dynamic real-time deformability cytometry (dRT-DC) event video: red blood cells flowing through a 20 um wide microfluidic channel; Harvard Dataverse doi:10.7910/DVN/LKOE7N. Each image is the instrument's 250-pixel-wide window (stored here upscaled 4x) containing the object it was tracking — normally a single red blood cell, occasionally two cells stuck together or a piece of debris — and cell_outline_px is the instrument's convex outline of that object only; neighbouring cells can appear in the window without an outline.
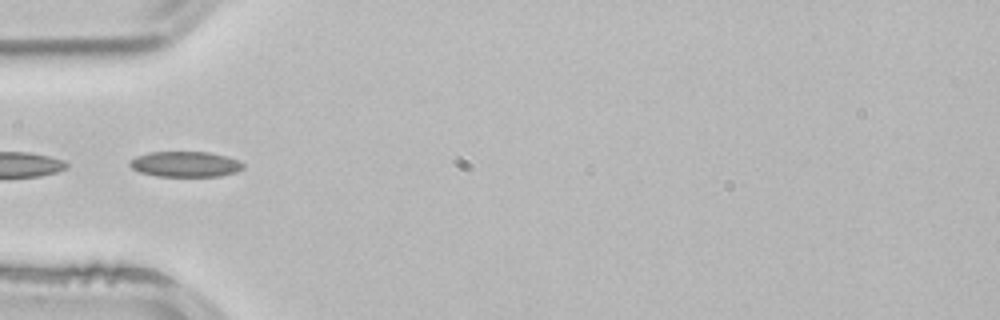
{"species": "common noctule bat (a hibernating species)", "species_latin": "Nyctalus noctula", "temperature_condition": "room temperature", "stored_images_in_passage": 24, "segment_of_instrument_passage": [2, 2], "camera_frame_rate_fps": 3000, "um_per_image_px": 0.085, "animal": {"sex": "male", "body_mass_g": 21.5, "forearm_length_mm": 52.0}, "frame": {"image": 1, "passage_image": 16, "time_ms": 5.0, "image_size_px": [1000, 320], "cell_outline_px": [[244, 168], [236, 172], [220, 176], [156, 176], [140, 172], [132, 168], [128, 164], [128, 160], [136, 156], [148, 152], [208, 152], [228, 156], [240, 160], [244, 164]], "centroid_in_image_um": [15.76, 13.95], "position_along_channel_um": 69.2, "area_um2": 17.05}}